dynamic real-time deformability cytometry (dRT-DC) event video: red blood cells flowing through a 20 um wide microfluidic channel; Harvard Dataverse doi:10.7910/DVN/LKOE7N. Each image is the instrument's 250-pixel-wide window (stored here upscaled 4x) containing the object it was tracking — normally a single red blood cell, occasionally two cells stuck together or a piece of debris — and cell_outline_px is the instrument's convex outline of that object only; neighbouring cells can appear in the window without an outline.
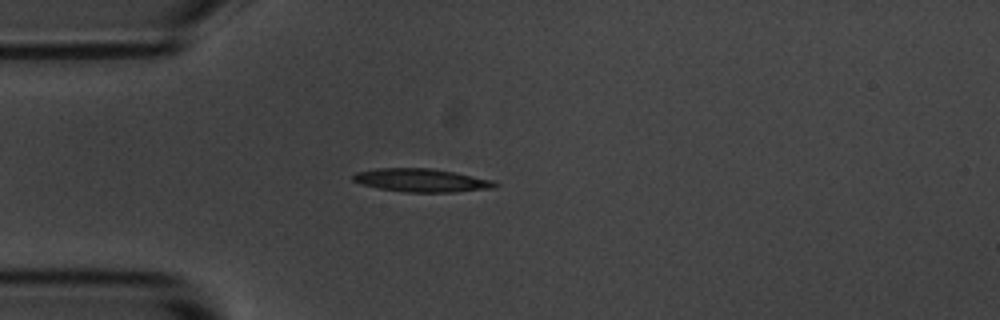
{"species": "common noctule bat (a hibernating species)", "species_latin": "Nyctalus noctula", "temperature_condition": "room temperature", "stored_images_in_passage": 5, "camera_frame_rate_fps": 3000, "um_per_image_px": 0.085, "animal": {"sex": "male", "body_mass_g": 20.1, "forearm_length_mm": 53.5}, "frame": {"image": 1, "passage_image": 3, "time_ms": 2.333, "image_size_px": [1000, 320], "cell_outline_px": [[500, 184], [496, 188], [452, 192], [404, 192], [380, 188], [360, 184], [352, 180], [352, 176], [356, 172], [376, 168], [432, 168], [456, 172], [492, 180]], "centroid_in_image_um": [35.84, 15.32], "position_along_channel_um": 49.2, "area_um2": 19.36}}